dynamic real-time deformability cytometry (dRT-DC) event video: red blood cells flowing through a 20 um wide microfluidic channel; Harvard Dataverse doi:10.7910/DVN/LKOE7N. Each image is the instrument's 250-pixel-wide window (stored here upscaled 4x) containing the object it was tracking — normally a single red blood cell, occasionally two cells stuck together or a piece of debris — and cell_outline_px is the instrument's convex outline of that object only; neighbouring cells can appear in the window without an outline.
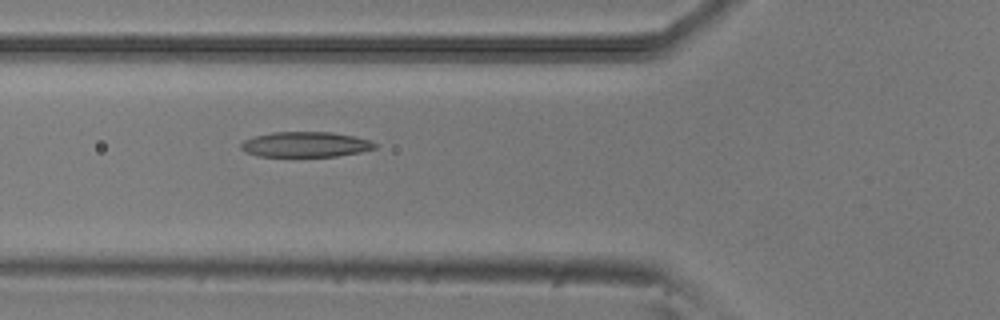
{"species": "common noctule bat (a hibernating species)", "species_latin": "Nyctalus noctula", "temperature_condition": "room temperature", "stored_images_in_passage": 5, "camera_frame_rate_fps": 3000, "um_per_image_px": 0.085, "animal": {"sex": "male", "body_mass_g": 20.5, "forearm_length_mm": 52.5}, "frame": {"image": 1, "passage_image": 5, "time_ms": 1.333, "image_size_px": [1000, 320], "cell_outline_px": [[376, 148], [360, 152], [336, 156], [256, 156], [240, 148], [240, 144], [244, 140], [256, 136], [272, 132], [332, 132], [352, 136], [368, 140], [376, 144]], "centroid_in_image_um": [25.95, 12.28], "position_along_channel_um": 99.9, "area_um2": 19.48}}